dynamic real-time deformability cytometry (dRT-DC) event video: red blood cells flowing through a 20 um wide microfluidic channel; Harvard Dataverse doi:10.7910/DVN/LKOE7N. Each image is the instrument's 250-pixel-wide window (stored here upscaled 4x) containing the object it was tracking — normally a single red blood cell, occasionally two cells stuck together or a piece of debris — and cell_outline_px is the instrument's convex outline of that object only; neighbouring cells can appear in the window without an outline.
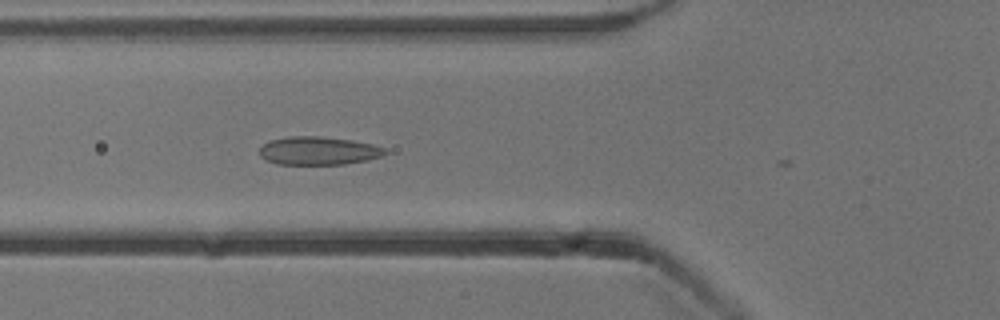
{"species": "common noctule bat (a hibernating species)", "species_latin": "Nyctalus noctula", "temperature_condition": "cold", "stored_images_in_passage": 13, "camera_frame_rate_fps": 3000, "um_per_image_px": 0.085, "animal": {"sex": "male", "body_mass_g": 13.3}, "frame": {"image": 1, "passage_image": 4, "time_ms": 1.0, "image_size_px": [1000, 320], "cell_outline_px": [[388, 152], [380, 156], [368, 160], [344, 164], [276, 164], [264, 160], [260, 156], [260, 148], [268, 140], [288, 136], [320, 136], [352, 140], [372, 144], [388, 148]], "centroid_in_image_um": [27.06, 12.81], "position_along_channel_um": 98.7, "area_um2": 20.87}}
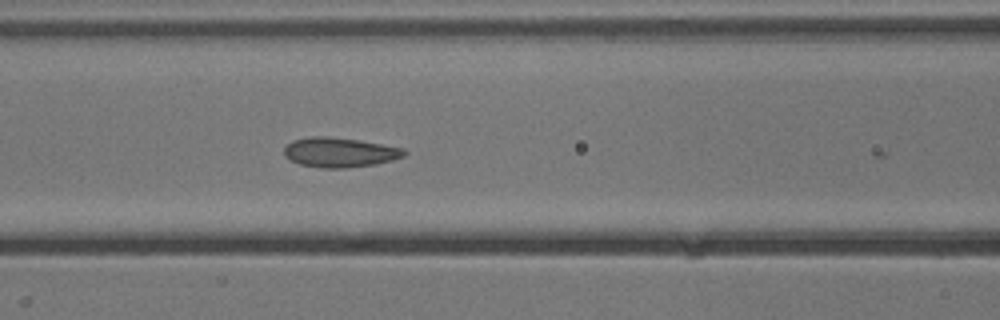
{"frame": {"image": 2, "passage_image": 7, "time_ms": 2.0, "image_size_px": [1000, 320], "cell_outline_px": [[408, 152], [404, 156], [392, 160], [376, 164], [348, 168], [320, 168], [300, 164], [284, 156], [284, 148], [292, 140], [312, 136], [328, 136], [360, 140], [404, 148]], "centroid_in_image_um": [28.89, 12.95], "position_along_channel_um": 137.7, "area_um2": 20.92}}
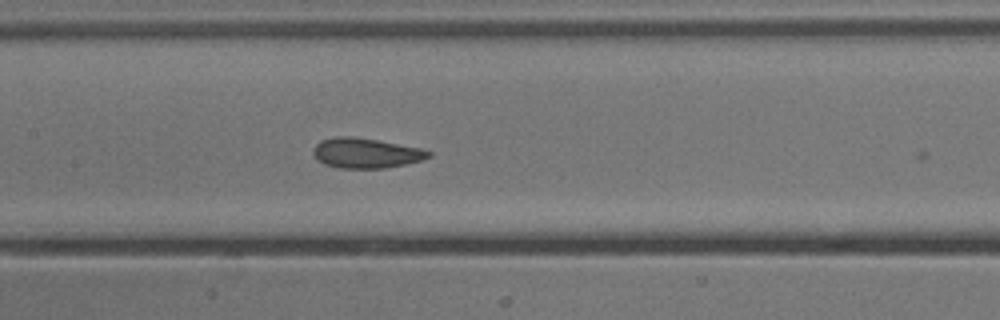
{"frame": {"image": 3, "passage_image": 10, "time_ms": 3.0, "image_size_px": [1000, 320], "cell_outline_px": [[432, 156], [420, 160], [404, 164], [384, 168], [336, 168], [324, 164], [316, 160], [312, 152], [312, 148], [320, 140], [332, 136], [352, 136], [376, 140], [420, 148], [432, 152]], "centroid_in_image_um": [31.02, 13.01], "position_along_channel_um": 176.4, "area_um2": 20.29}}